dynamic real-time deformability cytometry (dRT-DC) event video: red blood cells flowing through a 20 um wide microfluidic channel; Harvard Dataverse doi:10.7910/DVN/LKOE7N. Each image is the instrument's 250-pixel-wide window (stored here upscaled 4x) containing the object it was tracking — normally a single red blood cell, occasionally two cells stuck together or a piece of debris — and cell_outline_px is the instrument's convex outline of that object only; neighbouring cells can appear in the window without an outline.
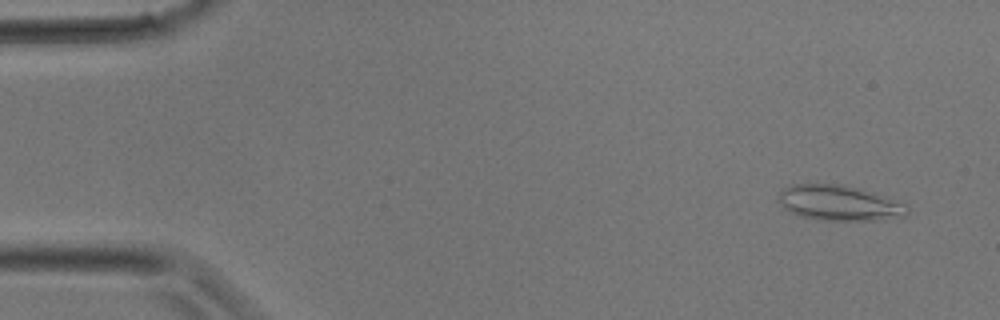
{"species": "common noctule bat (a hibernating species)", "species_latin": "Nyctalus noctula", "temperature_condition": "room temperature", "stored_images_in_passage": 4, "camera_frame_rate_fps": 3000, "um_per_image_px": 0.085, "animal": {"sex": "male", "body_mass_g": 17.9}, "frame": {"image": 1, "passage_image": 2, "time_ms": 0.333, "image_size_px": [1000, 320], "cell_outline_px": [[908, 212], [904, 216], [880, 220], [816, 220], [800, 216], [784, 208], [776, 200], [780, 188], [792, 184], [840, 184], [860, 188], [872, 192], [904, 204], [908, 208]], "centroid_in_image_um": [71.25, 17.25], "position_along_channel_um": 13.8, "area_um2": 26.59}}